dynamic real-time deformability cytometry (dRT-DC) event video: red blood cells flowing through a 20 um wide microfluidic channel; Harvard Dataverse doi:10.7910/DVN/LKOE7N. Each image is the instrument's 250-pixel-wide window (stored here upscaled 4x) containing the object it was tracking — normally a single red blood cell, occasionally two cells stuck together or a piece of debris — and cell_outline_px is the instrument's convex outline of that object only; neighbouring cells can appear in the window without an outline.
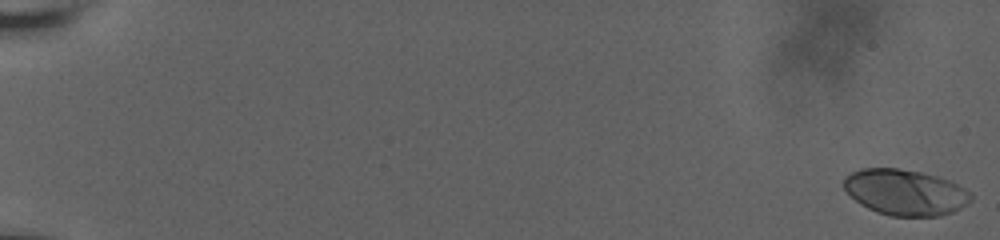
{"species": "human", "species_latin": "Homo sapiens", "temperature_condition": "room temperature", "stored_images_in_passage": 61, "camera_frame_rate_fps": 3000, "um_per_image_px": 0.085, "donor": {"sex": "male"}, "frame": {"image": 1, "passage_image": 1, "time_ms": 0.0, "image_size_px": [1000, 240], "cell_outline_px": [[972, 200], [968, 204], [952, 212], [940, 216], [892, 216], [876, 212], [860, 204], [844, 188], [844, 176], [860, 168], [896, 168], [920, 172], [936, 176], [948, 180], [964, 188], [972, 196]], "centroid_in_image_um": [76.94, 16.35], "position_along_channel_um": 8.1, "area_um2": 33.81}}
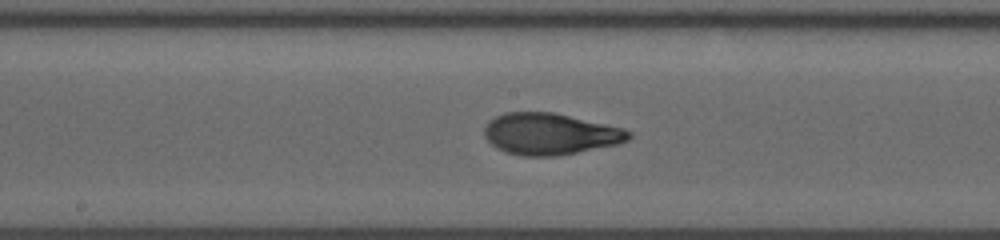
{"frame": {"image": 2, "passage_image": 35, "time_ms": 11.333, "image_size_px": [1000, 240], "cell_outline_px": [[632, 136], [628, 140], [620, 144], [556, 156], [520, 156], [504, 152], [496, 148], [484, 136], [484, 128], [488, 120], [504, 112], [552, 112], [624, 128], [632, 132]], "centroid_in_image_um": [46.75, 11.39], "position_along_channel_um": 201.5, "area_um2": 35.14}}
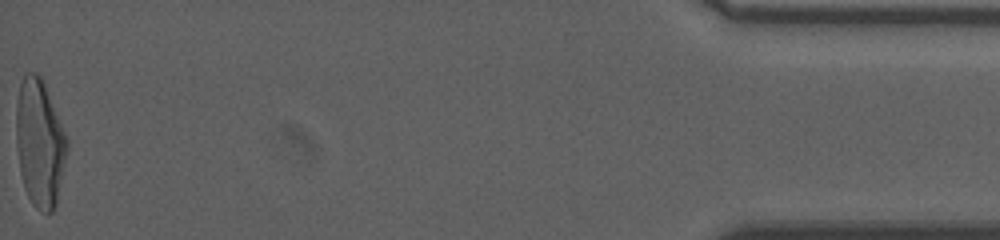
{"frame": {"image": 3, "passage_image": 61, "time_ms": 20.0, "image_size_px": [1000, 240], "cell_outline_px": [[68, 148], [56, 204], [52, 212], [44, 212], [36, 208], [32, 204], [24, 188], [20, 172], [16, 140], [16, 104], [20, 84], [24, 72], [36, 72], [40, 76], [44, 84], [68, 140]], "centroid_in_image_um": [3.36, 12.16], "position_along_channel_um": 431.8, "area_um2": 37.57}, "authors_computed_cell_mechanics": {"area_um2": 34.1598, "velocity_mm_per_s": 3.6572, "shape_relaxation_time_tau1_ms": 5.5783, "shape_relaxation_time_tau2_ms": 1.0309, "deformation_change_tau1": 0.2156, "deformation_change_tau2": 0.0666}}